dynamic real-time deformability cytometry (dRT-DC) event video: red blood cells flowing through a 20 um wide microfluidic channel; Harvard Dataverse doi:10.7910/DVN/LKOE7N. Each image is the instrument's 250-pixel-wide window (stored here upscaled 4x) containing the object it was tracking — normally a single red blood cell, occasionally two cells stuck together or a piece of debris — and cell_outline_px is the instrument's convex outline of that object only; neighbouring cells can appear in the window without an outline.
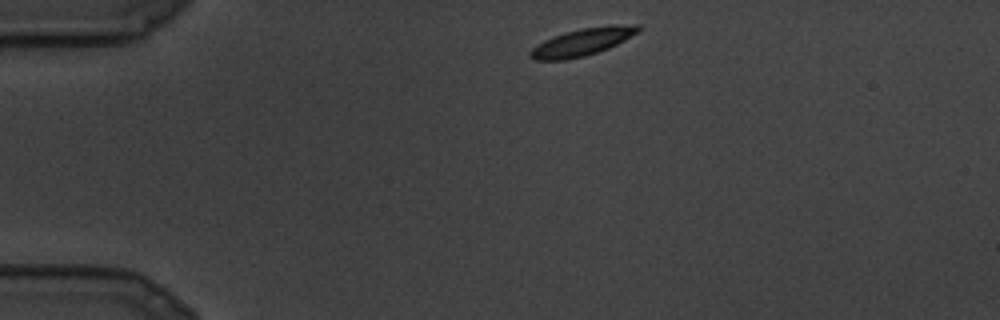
{"species": "common noctule bat (a hibernating species)", "species_latin": "Nyctalus noctula", "temperature_condition": "cold", "stored_images_in_passage": 22, "camera_frame_rate_fps": 3000, "um_per_image_px": 0.085, "animal": {"sex": "male", "body_mass_g": 19.5, "forearm_length_mm": 54.6}, "frame": {"image": 1, "passage_image": 1, "time_ms": 0.0, "image_size_px": [1000, 320], "cell_outline_px": [[640, 32], [608, 48], [584, 56], [564, 60], [532, 60], [528, 56], [528, 52], [536, 44], [544, 40], [564, 32], [580, 28], [616, 24], [640, 24]], "centroid_in_image_um": [49.48, 3.56], "position_along_channel_um": 35.5, "area_um2": 17.4}}
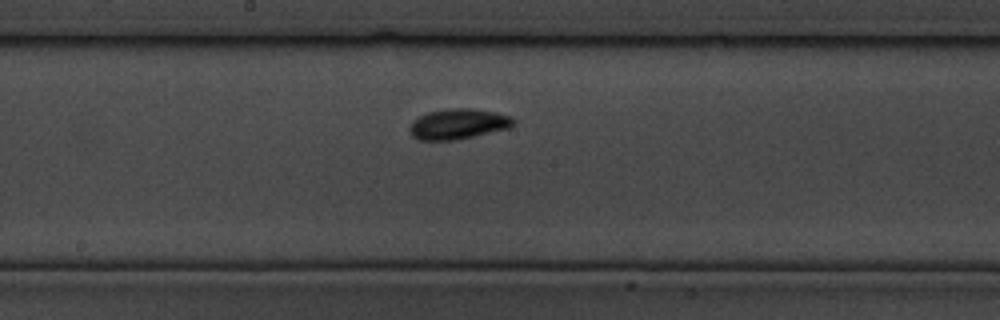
{"frame": {"image": 2, "passage_image": 10, "time_ms": 3.0, "image_size_px": [1000, 320], "cell_outline_px": [[516, 120], [508, 128], [456, 140], [420, 140], [412, 136], [408, 132], [408, 128], [420, 116], [428, 112], [452, 108], [468, 108], [492, 112], [508, 116]], "centroid_in_image_um": [38.9, 10.55], "position_along_channel_um": 209.3, "area_um2": 17.98}}
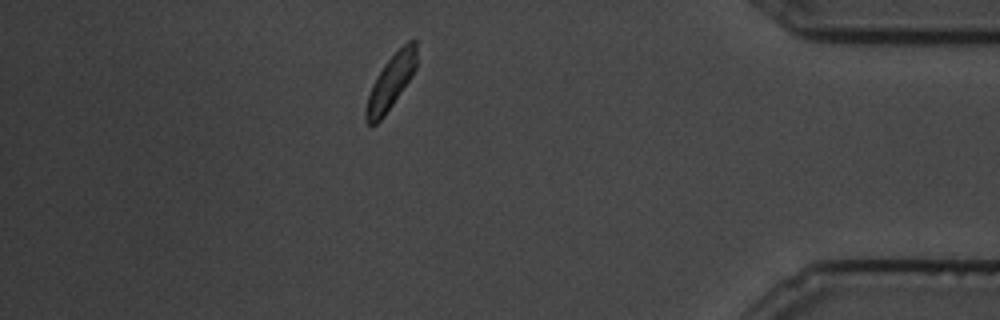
{"frame": {"image": 3, "passage_image": 19, "time_ms": 6.0, "image_size_px": [1000, 320], "cell_outline_px": [[416, 68], [384, 116], [376, 124], [368, 124], [364, 116], [364, 112], [368, 96], [372, 84], [376, 76], [384, 64], [408, 40], [416, 40]], "centroid_in_image_um": [33.19, 6.98], "position_along_channel_um": 402.0, "area_um2": 15.55}}